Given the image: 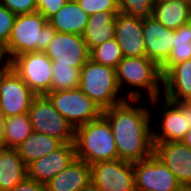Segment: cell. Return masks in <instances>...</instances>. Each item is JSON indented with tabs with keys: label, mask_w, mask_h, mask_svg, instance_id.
Listing matches in <instances>:
<instances>
[{
	"label": "cell",
	"mask_w": 191,
	"mask_h": 191,
	"mask_svg": "<svg viewBox=\"0 0 191 191\" xmlns=\"http://www.w3.org/2000/svg\"><path fill=\"white\" fill-rule=\"evenodd\" d=\"M140 99L125 101L105 109L115 139L118 159L135 163L153 154L152 114L148 106L137 105Z\"/></svg>",
	"instance_id": "cell-1"
},
{
	"label": "cell",
	"mask_w": 191,
	"mask_h": 191,
	"mask_svg": "<svg viewBox=\"0 0 191 191\" xmlns=\"http://www.w3.org/2000/svg\"><path fill=\"white\" fill-rule=\"evenodd\" d=\"M116 76L120 91L123 89L124 84L135 89H129L127 95H124L127 99L142 100V91L143 93L146 91L151 105H155L156 107V104L158 105L160 103L162 97L161 70L148 57H124L118 63Z\"/></svg>",
	"instance_id": "cell-2"
},
{
	"label": "cell",
	"mask_w": 191,
	"mask_h": 191,
	"mask_svg": "<svg viewBox=\"0 0 191 191\" xmlns=\"http://www.w3.org/2000/svg\"><path fill=\"white\" fill-rule=\"evenodd\" d=\"M74 144L76 158L84 160L89 165L118 159L111 125L103 115L77 127Z\"/></svg>",
	"instance_id": "cell-3"
},
{
	"label": "cell",
	"mask_w": 191,
	"mask_h": 191,
	"mask_svg": "<svg viewBox=\"0 0 191 191\" xmlns=\"http://www.w3.org/2000/svg\"><path fill=\"white\" fill-rule=\"evenodd\" d=\"M56 32L39 12L17 15L6 45L11 60L25 53L44 52Z\"/></svg>",
	"instance_id": "cell-4"
},
{
	"label": "cell",
	"mask_w": 191,
	"mask_h": 191,
	"mask_svg": "<svg viewBox=\"0 0 191 191\" xmlns=\"http://www.w3.org/2000/svg\"><path fill=\"white\" fill-rule=\"evenodd\" d=\"M79 88L102 110L125 101L121 94L116 69L89 59L81 68Z\"/></svg>",
	"instance_id": "cell-5"
},
{
	"label": "cell",
	"mask_w": 191,
	"mask_h": 191,
	"mask_svg": "<svg viewBox=\"0 0 191 191\" xmlns=\"http://www.w3.org/2000/svg\"><path fill=\"white\" fill-rule=\"evenodd\" d=\"M34 132L49 135L62 143H74L75 129L46 95H36L28 112Z\"/></svg>",
	"instance_id": "cell-6"
},
{
	"label": "cell",
	"mask_w": 191,
	"mask_h": 191,
	"mask_svg": "<svg viewBox=\"0 0 191 191\" xmlns=\"http://www.w3.org/2000/svg\"><path fill=\"white\" fill-rule=\"evenodd\" d=\"M46 96L74 129L98 119L103 112L79 87L64 91H51Z\"/></svg>",
	"instance_id": "cell-7"
},
{
	"label": "cell",
	"mask_w": 191,
	"mask_h": 191,
	"mask_svg": "<svg viewBox=\"0 0 191 191\" xmlns=\"http://www.w3.org/2000/svg\"><path fill=\"white\" fill-rule=\"evenodd\" d=\"M11 68L36 95L51 92L52 61L44 52H31L12 59Z\"/></svg>",
	"instance_id": "cell-8"
},
{
	"label": "cell",
	"mask_w": 191,
	"mask_h": 191,
	"mask_svg": "<svg viewBox=\"0 0 191 191\" xmlns=\"http://www.w3.org/2000/svg\"><path fill=\"white\" fill-rule=\"evenodd\" d=\"M160 107L161 129L160 133L153 131V143L181 141L191 129V102H171L164 98Z\"/></svg>",
	"instance_id": "cell-9"
},
{
	"label": "cell",
	"mask_w": 191,
	"mask_h": 191,
	"mask_svg": "<svg viewBox=\"0 0 191 191\" xmlns=\"http://www.w3.org/2000/svg\"><path fill=\"white\" fill-rule=\"evenodd\" d=\"M136 191H184L174 174L154 154L133 163Z\"/></svg>",
	"instance_id": "cell-10"
},
{
	"label": "cell",
	"mask_w": 191,
	"mask_h": 191,
	"mask_svg": "<svg viewBox=\"0 0 191 191\" xmlns=\"http://www.w3.org/2000/svg\"><path fill=\"white\" fill-rule=\"evenodd\" d=\"M91 181L102 191H136L133 163L121 159L90 165Z\"/></svg>",
	"instance_id": "cell-11"
},
{
	"label": "cell",
	"mask_w": 191,
	"mask_h": 191,
	"mask_svg": "<svg viewBox=\"0 0 191 191\" xmlns=\"http://www.w3.org/2000/svg\"><path fill=\"white\" fill-rule=\"evenodd\" d=\"M88 47L82 35L56 32L44 50L54 65H70L81 69L90 59Z\"/></svg>",
	"instance_id": "cell-12"
},
{
	"label": "cell",
	"mask_w": 191,
	"mask_h": 191,
	"mask_svg": "<svg viewBox=\"0 0 191 191\" xmlns=\"http://www.w3.org/2000/svg\"><path fill=\"white\" fill-rule=\"evenodd\" d=\"M35 96L12 68L0 73V108L6 117L28 113Z\"/></svg>",
	"instance_id": "cell-13"
},
{
	"label": "cell",
	"mask_w": 191,
	"mask_h": 191,
	"mask_svg": "<svg viewBox=\"0 0 191 191\" xmlns=\"http://www.w3.org/2000/svg\"><path fill=\"white\" fill-rule=\"evenodd\" d=\"M153 154L174 174L186 191L191 187V148L181 141L153 143Z\"/></svg>",
	"instance_id": "cell-14"
},
{
	"label": "cell",
	"mask_w": 191,
	"mask_h": 191,
	"mask_svg": "<svg viewBox=\"0 0 191 191\" xmlns=\"http://www.w3.org/2000/svg\"><path fill=\"white\" fill-rule=\"evenodd\" d=\"M75 158V144L63 143L51 153L31 162L27 166V176L45 185L67 168Z\"/></svg>",
	"instance_id": "cell-15"
},
{
	"label": "cell",
	"mask_w": 191,
	"mask_h": 191,
	"mask_svg": "<svg viewBox=\"0 0 191 191\" xmlns=\"http://www.w3.org/2000/svg\"><path fill=\"white\" fill-rule=\"evenodd\" d=\"M114 38L124 57L146 56L143 36V19L119 12L115 16Z\"/></svg>",
	"instance_id": "cell-16"
},
{
	"label": "cell",
	"mask_w": 191,
	"mask_h": 191,
	"mask_svg": "<svg viewBox=\"0 0 191 191\" xmlns=\"http://www.w3.org/2000/svg\"><path fill=\"white\" fill-rule=\"evenodd\" d=\"M153 16L143 19V36L146 57L161 67L172 51L173 32Z\"/></svg>",
	"instance_id": "cell-17"
},
{
	"label": "cell",
	"mask_w": 191,
	"mask_h": 191,
	"mask_svg": "<svg viewBox=\"0 0 191 191\" xmlns=\"http://www.w3.org/2000/svg\"><path fill=\"white\" fill-rule=\"evenodd\" d=\"M165 98L171 102H191V59L172 66L162 76Z\"/></svg>",
	"instance_id": "cell-18"
},
{
	"label": "cell",
	"mask_w": 191,
	"mask_h": 191,
	"mask_svg": "<svg viewBox=\"0 0 191 191\" xmlns=\"http://www.w3.org/2000/svg\"><path fill=\"white\" fill-rule=\"evenodd\" d=\"M91 181L90 165L75 158L71 164L45 184L46 191H80Z\"/></svg>",
	"instance_id": "cell-19"
},
{
	"label": "cell",
	"mask_w": 191,
	"mask_h": 191,
	"mask_svg": "<svg viewBox=\"0 0 191 191\" xmlns=\"http://www.w3.org/2000/svg\"><path fill=\"white\" fill-rule=\"evenodd\" d=\"M89 15L77 4L76 0H68L54 14L48 23L60 33L82 35L85 31Z\"/></svg>",
	"instance_id": "cell-20"
},
{
	"label": "cell",
	"mask_w": 191,
	"mask_h": 191,
	"mask_svg": "<svg viewBox=\"0 0 191 191\" xmlns=\"http://www.w3.org/2000/svg\"><path fill=\"white\" fill-rule=\"evenodd\" d=\"M27 176L16 148H0V191H10Z\"/></svg>",
	"instance_id": "cell-21"
},
{
	"label": "cell",
	"mask_w": 191,
	"mask_h": 191,
	"mask_svg": "<svg viewBox=\"0 0 191 191\" xmlns=\"http://www.w3.org/2000/svg\"><path fill=\"white\" fill-rule=\"evenodd\" d=\"M152 16L165 27L176 30L191 21L188 0H158L153 7Z\"/></svg>",
	"instance_id": "cell-22"
},
{
	"label": "cell",
	"mask_w": 191,
	"mask_h": 191,
	"mask_svg": "<svg viewBox=\"0 0 191 191\" xmlns=\"http://www.w3.org/2000/svg\"><path fill=\"white\" fill-rule=\"evenodd\" d=\"M119 12H101L90 15L82 37L90 51L92 48L114 38L115 16Z\"/></svg>",
	"instance_id": "cell-23"
},
{
	"label": "cell",
	"mask_w": 191,
	"mask_h": 191,
	"mask_svg": "<svg viewBox=\"0 0 191 191\" xmlns=\"http://www.w3.org/2000/svg\"><path fill=\"white\" fill-rule=\"evenodd\" d=\"M62 144L60 140L54 137L33 132L16 149L22 161L28 166L31 162L56 150Z\"/></svg>",
	"instance_id": "cell-24"
},
{
	"label": "cell",
	"mask_w": 191,
	"mask_h": 191,
	"mask_svg": "<svg viewBox=\"0 0 191 191\" xmlns=\"http://www.w3.org/2000/svg\"><path fill=\"white\" fill-rule=\"evenodd\" d=\"M172 51L160 67L162 76L174 65L191 59V21L173 32Z\"/></svg>",
	"instance_id": "cell-25"
},
{
	"label": "cell",
	"mask_w": 191,
	"mask_h": 191,
	"mask_svg": "<svg viewBox=\"0 0 191 191\" xmlns=\"http://www.w3.org/2000/svg\"><path fill=\"white\" fill-rule=\"evenodd\" d=\"M6 148H16L34 132L28 113L6 117Z\"/></svg>",
	"instance_id": "cell-26"
},
{
	"label": "cell",
	"mask_w": 191,
	"mask_h": 191,
	"mask_svg": "<svg viewBox=\"0 0 191 191\" xmlns=\"http://www.w3.org/2000/svg\"><path fill=\"white\" fill-rule=\"evenodd\" d=\"M89 57L93 62L117 68L118 63L124 58L122 50L115 38L92 48Z\"/></svg>",
	"instance_id": "cell-27"
},
{
	"label": "cell",
	"mask_w": 191,
	"mask_h": 191,
	"mask_svg": "<svg viewBox=\"0 0 191 191\" xmlns=\"http://www.w3.org/2000/svg\"><path fill=\"white\" fill-rule=\"evenodd\" d=\"M81 69L70 65H54L52 63L51 91L74 89L80 85Z\"/></svg>",
	"instance_id": "cell-28"
},
{
	"label": "cell",
	"mask_w": 191,
	"mask_h": 191,
	"mask_svg": "<svg viewBox=\"0 0 191 191\" xmlns=\"http://www.w3.org/2000/svg\"><path fill=\"white\" fill-rule=\"evenodd\" d=\"M158 0H117L119 12L141 19L152 16L153 7Z\"/></svg>",
	"instance_id": "cell-29"
},
{
	"label": "cell",
	"mask_w": 191,
	"mask_h": 191,
	"mask_svg": "<svg viewBox=\"0 0 191 191\" xmlns=\"http://www.w3.org/2000/svg\"><path fill=\"white\" fill-rule=\"evenodd\" d=\"M76 2L89 16L101 12H119L117 0H76Z\"/></svg>",
	"instance_id": "cell-30"
},
{
	"label": "cell",
	"mask_w": 191,
	"mask_h": 191,
	"mask_svg": "<svg viewBox=\"0 0 191 191\" xmlns=\"http://www.w3.org/2000/svg\"><path fill=\"white\" fill-rule=\"evenodd\" d=\"M0 4L8 8L15 15L37 12L36 0H0Z\"/></svg>",
	"instance_id": "cell-31"
},
{
	"label": "cell",
	"mask_w": 191,
	"mask_h": 191,
	"mask_svg": "<svg viewBox=\"0 0 191 191\" xmlns=\"http://www.w3.org/2000/svg\"><path fill=\"white\" fill-rule=\"evenodd\" d=\"M17 15L0 4V42L7 45Z\"/></svg>",
	"instance_id": "cell-32"
},
{
	"label": "cell",
	"mask_w": 191,
	"mask_h": 191,
	"mask_svg": "<svg viewBox=\"0 0 191 191\" xmlns=\"http://www.w3.org/2000/svg\"><path fill=\"white\" fill-rule=\"evenodd\" d=\"M68 0H36L37 12L41 13L47 20L56 14Z\"/></svg>",
	"instance_id": "cell-33"
},
{
	"label": "cell",
	"mask_w": 191,
	"mask_h": 191,
	"mask_svg": "<svg viewBox=\"0 0 191 191\" xmlns=\"http://www.w3.org/2000/svg\"><path fill=\"white\" fill-rule=\"evenodd\" d=\"M10 191H46L45 185L26 176Z\"/></svg>",
	"instance_id": "cell-34"
},
{
	"label": "cell",
	"mask_w": 191,
	"mask_h": 191,
	"mask_svg": "<svg viewBox=\"0 0 191 191\" xmlns=\"http://www.w3.org/2000/svg\"><path fill=\"white\" fill-rule=\"evenodd\" d=\"M11 62L12 60L8 54L6 44L0 42V73H4L11 69Z\"/></svg>",
	"instance_id": "cell-35"
},
{
	"label": "cell",
	"mask_w": 191,
	"mask_h": 191,
	"mask_svg": "<svg viewBox=\"0 0 191 191\" xmlns=\"http://www.w3.org/2000/svg\"><path fill=\"white\" fill-rule=\"evenodd\" d=\"M5 120L6 116L4 111L0 108V148H6V139H5Z\"/></svg>",
	"instance_id": "cell-36"
},
{
	"label": "cell",
	"mask_w": 191,
	"mask_h": 191,
	"mask_svg": "<svg viewBox=\"0 0 191 191\" xmlns=\"http://www.w3.org/2000/svg\"><path fill=\"white\" fill-rule=\"evenodd\" d=\"M80 191H102L97 185L90 181Z\"/></svg>",
	"instance_id": "cell-37"
},
{
	"label": "cell",
	"mask_w": 191,
	"mask_h": 191,
	"mask_svg": "<svg viewBox=\"0 0 191 191\" xmlns=\"http://www.w3.org/2000/svg\"><path fill=\"white\" fill-rule=\"evenodd\" d=\"M181 142L191 148V129L186 133Z\"/></svg>",
	"instance_id": "cell-38"
},
{
	"label": "cell",
	"mask_w": 191,
	"mask_h": 191,
	"mask_svg": "<svg viewBox=\"0 0 191 191\" xmlns=\"http://www.w3.org/2000/svg\"><path fill=\"white\" fill-rule=\"evenodd\" d=\"M188 4L190 6V11H191V0H188Z\"/></svg>",
	"instance_id": "cell-39"
}]
</instances>
